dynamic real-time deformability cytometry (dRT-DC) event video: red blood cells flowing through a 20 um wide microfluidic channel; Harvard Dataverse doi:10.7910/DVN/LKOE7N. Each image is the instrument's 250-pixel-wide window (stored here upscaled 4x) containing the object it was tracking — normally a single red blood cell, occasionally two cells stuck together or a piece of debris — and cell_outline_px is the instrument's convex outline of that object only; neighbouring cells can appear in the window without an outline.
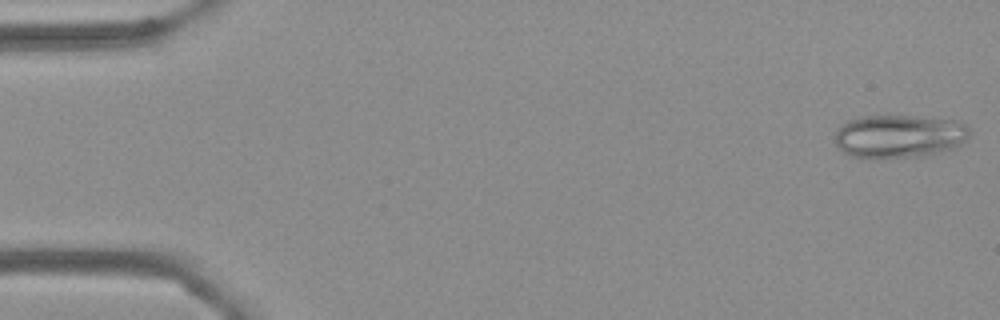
{"species": "Egyptian fruit bat (a non-hibernating species)", "species_latin": "Rousettus aegyptiacus", "temperature_condition": "cold", "stored_images_in_passage": 55, "camera_frame_rate_fps": 3000, "um_per_image_px": 0.085, "frame": {"image": 1, "passage_image": 1, "time_ms": 0.0, "image_size_px": [1000, 320], "cell_outline_px": [[968, 140], [956, 148], [924, 156], [852, 156], [844, 152], [836, 144], [836, 128], [840, 124], [856, 116], [884, 112], [960, 120], [968, 124]], "centroid_in_image_um": [76.47, 11.48], "position_along_channel_um": 8.5, "area_um2": 34.91}}
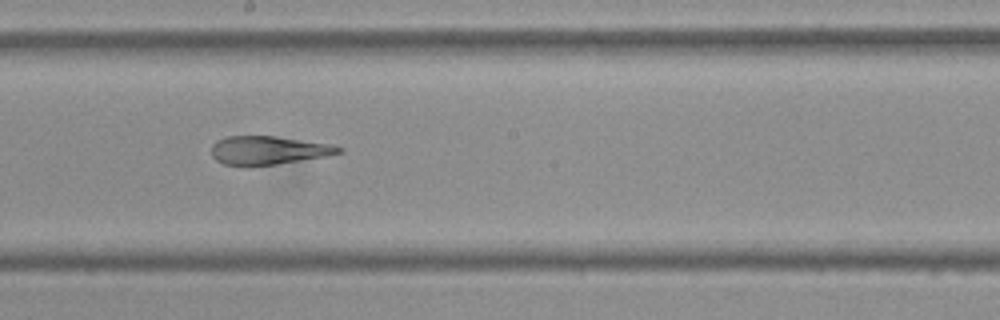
{"frame": {"image": 2, "passage_image": 30, "time_ms": 9.667, "image_size_px": [1000, 320], "cell_outline_px": [[344, 152], [324, 156], [276, 164], [248, 168], [224, 164], [216, 160], [212, 156], [212, 144], [216, 140], [224, 136], [276, 136], [332, 144], [344, 148]], "centroid_in_image_um": [22.77, 12.79], "position_along_channel_um": 225.4, "area_um2": 21.56}}
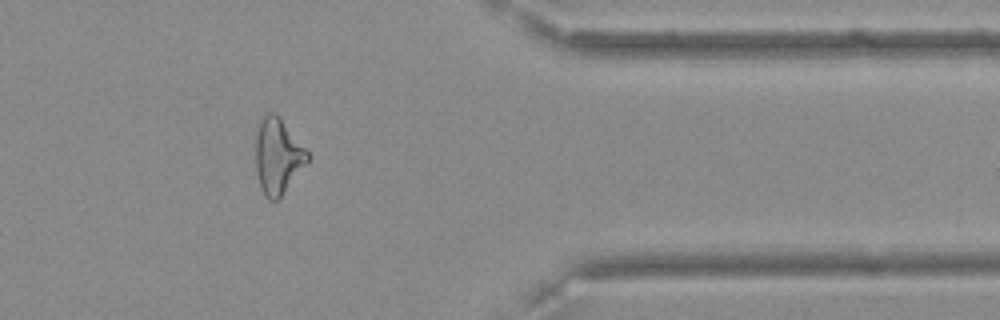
{"frame": {"image": 3, "passage_image": 45, "time_ms": 14.667, "image_size_px": [1000, 320], "cell_outline_px": [[312, 156], [280, 200], [268, 200], [264, 196], [260, 188], [256, 172], [256, 132], [260, 120], [268, 112], [276, 112], [280, 116]], "centroid_in_image_um": [23.62, 13.29], "position_along_channel_um": 387.8, "area_um2": 23.41}, "authors_computed_cell_mechanics": {"area_um2": 24.276, "velocity_mm_per_s": 3.6143, "shape_relaxation_time_tau1_ms": null, "shape_relaxation_time_tau2_ms": 2.6366, "deformation_change_tau1": null, "deformation_change_tau2": 0.1023}}